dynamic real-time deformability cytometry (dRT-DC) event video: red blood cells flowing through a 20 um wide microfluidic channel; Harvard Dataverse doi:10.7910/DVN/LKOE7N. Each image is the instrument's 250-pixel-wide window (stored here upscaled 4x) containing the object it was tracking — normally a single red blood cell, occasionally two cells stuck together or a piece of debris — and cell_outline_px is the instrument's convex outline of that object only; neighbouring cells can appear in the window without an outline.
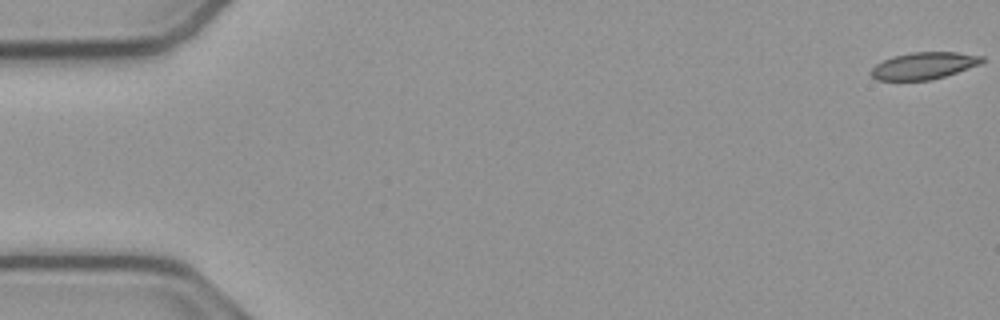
{"species": "common noctule bat (a hibernating species)", "species_latin": "Nyctalus noctula", "temperature_condition": "cold", "stored_images_in_passage": 55, "camera_frame_rate_fps": 3000, "um_per_image_px": 0.085, "animal": {"sex": "male", "body_mass_g": 23.1, "forearm_length_mm": 52.7}, "frame": {"image": 1, "passage_image": 1, "time_ms": 0.0, "image_size_px": [1000, 320], "cell_outline_px": [[984, 60], [980, 64], [932, 80], [876, 80], [868, 72], [876, 64], [892, 56], [912, 52], [956, 52], [984, 56]], "centroid_in_image_um": [78.5, 5.58], "position_along_channel_um": 6.5, "area_um2": 17.4}}
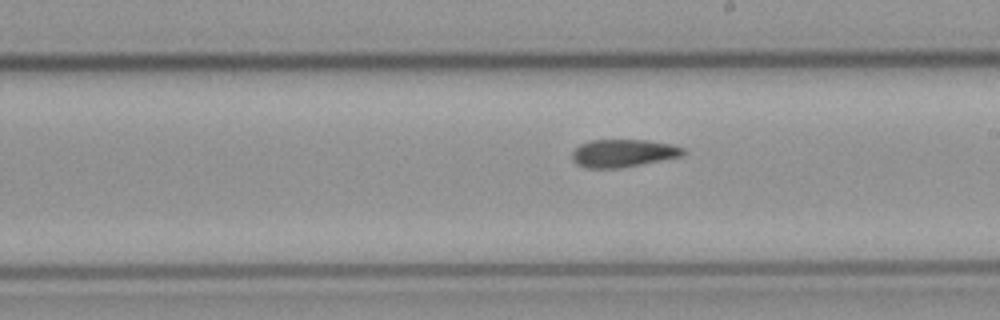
{"frame": {"image": 2, "passage_image": 31, "time_ms": 10.0, "image_size_px": [1000, 320], "cell_outline_px": [[688, 152], [684, 156], [620, 168], [584, 168], [576, 164], [572, 160], [572, 152], [580, 144], [588, 140], [648, 140], [668, 144], [684, 148]], "centroid_in_image_um": [52.97, 13.02], "position_along_channel_um": 236.0, "area_um2": 18.15}}
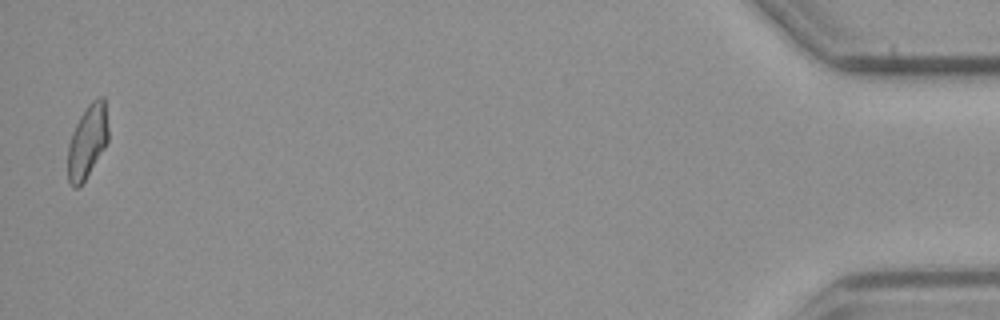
{"frame": {"image": 3, "passage_image": 54, "time_ms": 17.667, "image_size_px": [1000, 320], "cell_outline_px": [[108, 140], [104, 148], [84, 180], [76, 188], [72, 188], [68, 180], [68, 148], [72, 132], [80, 116], [88, 104], [92, 100], [100, 96], [104, 96], [108, 128]], "centroid_in_image_um": [7.43, 11.99], "position_along_channel_um": 427.8, "area_um2": 17.05}, "authors_computed_cell_mechanics": {"area_um2": 18.2648, "velocity_mm_per_s": 3.8017, "shape_relaxation_time_tau1_ms": null, "shape_relaxation_time_tau2_ms": 4.2155, "deformation_change_tau1": null, "deformation_change_tau2": 0.1094}}